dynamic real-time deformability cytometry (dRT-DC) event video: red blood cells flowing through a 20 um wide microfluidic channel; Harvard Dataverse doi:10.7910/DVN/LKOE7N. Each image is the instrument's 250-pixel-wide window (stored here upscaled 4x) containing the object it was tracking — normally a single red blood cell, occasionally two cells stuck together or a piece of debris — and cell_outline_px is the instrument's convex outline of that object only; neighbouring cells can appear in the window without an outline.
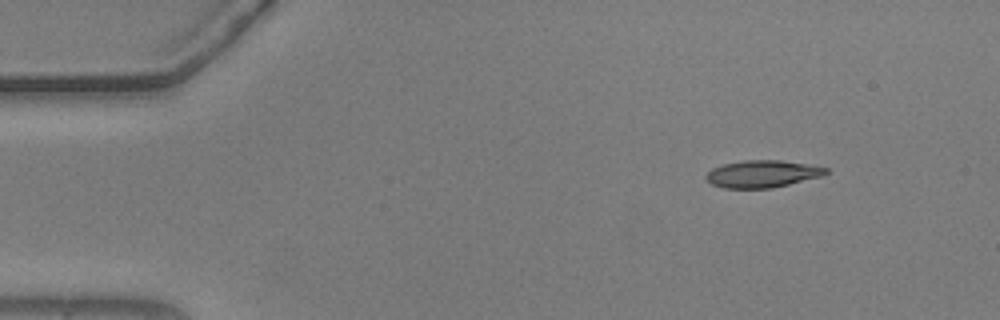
{"species": "common noctule bat (a hibernating species)", "species_latin": "Nyctalus noctula", "temperature_condition": "warm", "stored_images_in_passage": 10, "camera_frame_rate_fps": 3000, "um_per_image_px": 0.085, "animal": {"sex": "male", "body_mass_g": 20.5, "forearm_length_mm": 52.5}, "frame": {"image": 1, "passage_image": 1, "time_ms": 0.0, "image_size_px": [1000, 320], "cell_outline_px": [[828, 172], [820, 176], [772, 188], [724, 188], [712, 184], [704, 176], [712, 168], [724, 164], [744, 160], [780, 160], [828, 168]], "centroid_in_image_um": [64.75, 14.78], "position_along_channel_um": 20.2, "area_um2": 18.67}}